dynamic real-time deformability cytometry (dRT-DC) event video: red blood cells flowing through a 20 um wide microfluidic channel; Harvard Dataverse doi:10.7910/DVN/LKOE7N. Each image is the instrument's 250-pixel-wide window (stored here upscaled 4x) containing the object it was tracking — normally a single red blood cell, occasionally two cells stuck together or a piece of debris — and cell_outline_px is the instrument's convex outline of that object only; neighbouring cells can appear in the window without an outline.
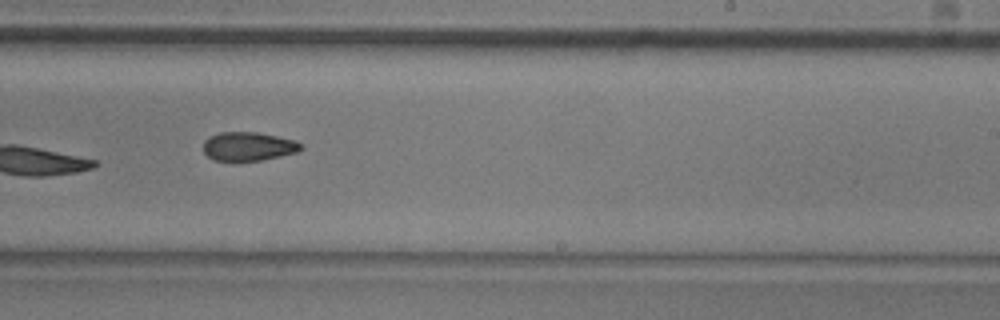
{"species": "common noctule bat (a hibernating species)", "species_latin": "Nyctalus noctula", "temperature_condition": "room temperature", "stored_images_in_passage": 9, "camera_frame_rate_fps": 3000, "um_per_image_px": 0.085, "animal": {"sex": "male", "body_mass_g": 20.5, "forearm_length_mm": 52.5}, "frame": {"image": 1, "passage_image": 9, "time_ms": 2.667, "image_size_px": [1000, 320], "cell_outline_px": [[304, 148], [296, 152], [280, 156], [260, 160], [212, 160], [204, 152], [204, 140], [208, 136], [220, 132], [256, 132], [296, 140], [304, 144]], "centroid_in_image_um": [21.12, 12.43], "position_along_channel_um": 267.9, "area_um2": 16.36}}